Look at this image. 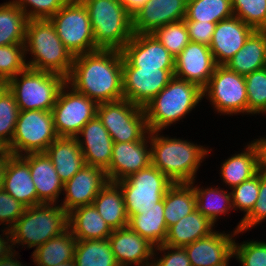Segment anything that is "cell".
Here are the masks:
<instances>
[{"label": "cell", "mask_w": 266, "mask_h": 266, "mask_svg": "<svg viewBox=\"0 0 266 266\" xmlns=\"http://www.w3.org/2000/svg\"><path fill=\"white\" fill-rule=\"evenodd\" d=\"M123 55L119 50L98 49L74 56L66 83L97 104L123 99Z\"/></svg>", "instance_id": "1"}, {"label": "cell", "mask_w": 266, "mask_h": 266, "mask_svg": "<svg viewBox=\"0 0 266 266\" xmlns=\"http://www.w3.org/2000/svg\"><path fill=\"white\" fill-rule=\"evenodd\" d=\"M203 99V89L197 84L174 76L144 107L148 130L164 131L180 120L183 122Z\"/></svg>", "instance_id": "4"}, {"label": "cell", "mask_w": 266, "mask_h": 266, "mask_svg": "<svg viewBox=\"0 0 266 266\" xmlns=\"http://www.w3.org/2000/svg\"><path fill=\"white\" fill-rule=\"evenodd\" d=\"M163 199L167 228L197 209L194 189L190 183H174Z\"/></svg>", "instance_id": "35"}, {"label": "cell", "mask_w": 266, "mask_h": 266, "mask_svg": "<svg viewBox=\"0 0 266 266\" xmlns=\"http://www.w3.org/2000/svg\"><path fill=\"white\" fill-rule=\"evenodd\" d=\"M26 14L11 1L0 4V46L24 44Z\"/></svg>", "instance_id": "36"}, {"label": "cell", "mask_w": 266, "mask_h": 266, "mask_svg": "<svg viewBox=\"0 0 266 266\" xmlns=\"http://www.w3.org/2000/svg\"><path fill=\"white\" fill-rule=\"evenodd\" d=\"M97 106L95 101L65 83L51 111L58 136L75 137L97 115Z\"/></svg>", "instance_id": "13"}, {"label": "cell", "mask_w": 266, "mask_h": 266, "mask_svg": "<svg viewBox=\"0 0 266 266\" xmlns=\"http://www.w3.org/2000/svg\"><path fill=\"white\" fill-rule=\"evenodd\" d=\"M5 160L6 159H0V189L2 188V183H3V173H4V167H5Z\"/></svg>", "instance_id": "55"}, {"label": "cell", "mask_w": 266, "mask_h": 266, "mask_svg": "<svg viewBox=\"0 0 266 266\" xmlns=\"http://www.w3.org/2000/svg\"><path fill=\"white\" fill-rule=\"evenodd\" d=\"M68 228L76 240L108 239L113 231L93 204L80 206L70 211Z\"/></svg>", "instance_id": "28"}, {"label": "cell", "mask_w": 266, "mask_h": 266, "mask_svg": "<svg viewBox=\"0 0 266 266\" xmlns=\"http://www.w3.org/2000/svg\"><path fill=\"white\" fill-rule=\"evenodd\" d=\"M65 184L84 165V156L75 137H58L45 151Z\"/></svg>", "instance_id": "27"}, {"label": "cell", "mask_w": 266, "mask_h": 266, "mask_svg": "<svg viewBox=\"0 0 266 266\" xmlns=\"http://www.w3.org/2000/svg\"><path fill=\"white\" fill-rule=\"evenodd\" d=\"M231 258H233V259H235V256L234 255H232L225 263H223V264H221V265H219V266H230L229 265V263H230V261H231ZM230 260V261H229Z\"/></svg>", "instance_id": "59"}, {"label": "cell", "mask_w": 266, "mask_h": 266, "mask_svg": "<svg viewBox=\"0 0 266 266\" xmlns=\"http://www.w3.org/2000/svg\"><path fill=\"white\" fill-rule=\"evenodd\" d=\"M235 230L226 232L214 230L184 246L192 266H219L233 255Z\"/></svg>", "instance_id": "23"}, {"label": "cell", "mask_w": 266, "mask_h": 266, "mask_svg": "<svg viewBox=\"0 0 266 266\" xmlns=\"http://www.w3.org/2000/svg\"><path fill=\"white\" fill-rule=\"evenodd\" d=\"M77 240L68 228L57 237L48 240L31 252V260L35 266H56L74 260Z\"/></svg>", "instance_id": "34"}, {"label": "cell", "mask_w": 266, "mask_h": 266, "mask_svg": "<svg viewBox=\"0 0 266 266\" xmlns=\"http://www.w3.org/2000/svg\"><path fill=\"white\" fill-rule=\"evenodd\" d=\"M260 172L231 189L234 211L240 210L245 218L254 208L259 195Z\"/></svg>", "instance_id": "45"}, {"label": "cell", "mask_w": 266, "mask_h": 266, "mask_svg": "<svg viewBox=\"0 0 266 266\" xmlns=\"http://www.w3.org/2000/svg\"><path fill=\"white\" fill-rule=\"evenodd\" d=\"M27 68L24 44L0 46V79L8 81Z\"/></svg>", "instance_id": "43"}, {"label": "cell", "mask_w": 266, "mask_h": 266, "mask_svg": "<svg viewBox=\"0 0 266 266\" xmlns=\"http://www.w3.org/2000/svg\"><path fill=\"white\" fill-rule=\"evenodd\" d=\"M119 266H151L155 246L129 226L116 229L108 237Z\"/></svg>", "instance_id": "21"}, {"label": "cell", "mask_w": 266, "mask_h": 266, "mask_svg": "<svg viewBox=\"0 0 266 266\" xmlns=\"http://www.w3.org/2000/svg\"><path fill=\"white\" fill-rule=\"evenodd\" d=\"M58 137L51 111H20L12 141L6 151L15 156L45 153Z\"/></svg>", "instance_id": "9"}, {"label": "cell", "mask_w": 266, "mask_h": 266, "mask_svg": "<svg viewBox=\"0 0 266 266\" xmlns=\"http://www.w3.org/2000/svg\"><path fill=\"white\" fill-rule=\"evenodd\" d=\"M233 15L231 0H187L184 20L218 23Z\"/></svg>", "instance_id": "38"}, {"label": "cell", "mask_w": 266, "mask_h": 266, "mask_svg": "<svg viewBox=\"0 0 266 266\" xmlns=\"http://www.w3.org/2000/svg\"><path fill=\"white\" fill-rule=\"evenodd\" d=\"M196 179L190 184L193 186L196 207L205 217H207L214 225L219 221V217L230 214L233 209L231 191L221 188L219 185L201 187Z\"/></svg>", "instance_id": "32"}, {"label": "cell", "mask_w": 266, "mask_h": 266, "mask_svg": "<svg viewBox=\"0 0 266 266\" xmlns=\"http://www.w3.org/2000/svg\"><path fill=\"white\" fill-rule=\"evenodd\" d=\"M176 58L190 42L185 20L169 23L152 33Z\"/></svg>", "instance_id": "40"}, {"label": "cell", "mask_w": 266, "mask_h": 266, "mask_svg": "<svg viewBox=\"0 0 266 266\" xmlns=\"http://www.w3.org/2000/svg\"><path fill=\"white\" fill-rule=\"evenodd\" d=\"M248 115L266 112V67L245 75Z\"/></svg>", "instance_id": "39"}, {"label": "cell", "mask_w": 266, "mask_h": 266, "mask_svg": "<svg viewBox=\"0 0 266 266\" xmlns=\"http://www.w3.org/2000/svg\"><path fill=\"white\" fill-rule=\"evenodd\" d=\"M97 116L113 142L140 141L149 133L144 108L124 98L98 104Z\"/></svg>", "instance_id": "12"}, {"label": "cell", "mask_w": 266, "mask_h": 266, "mask_svg": "<svg viewBox=\"0 0 266 266\" xmlns=\"http://www.w3.org/2000/svg\"><path fill=\"white\" fill-rule=\"evenodd\" d=\"M25 208L3 188L0 189V226L2 229L10 230L24 213Z\"/></svg>", "instance_id": "49"}, {"label": "cell", "mask_w": 266, "mask_h": 266, "mask_svg": "<svg viewBox=\"0 0 266 266\" xmlns=\"http://www.w3.org/2000/svg\"><path fill=\"white\" fill-rule=\"evenodd\" d=\"M19 254L18 251H14L8 257L0 260V266H27V264L18 260L21 256Z\"/></svg>", "instance_id": "54"}, {"label": "cell", "mask_w": 266, "mask_h": 266, "mask_svg": "<svg viewBox=\"0 0 266 266\" xmlns=\"http://www.w3.org/2000/svg\"><path fill=\"white\" fill-rule=\"evenodd\" d=\"M151 164L149 131L140 141L113 143L112 157L106 175L109 181L118 182Z\"/></svg>", "instance_id": "16"}, {"label": "cell", "mask_w": 266, "mask_h": 266, "mask_svg": "<svg viewBox=\"0 0 266 266\" xmlns=\"http://www.w3.org/2000/svg\"><path fill=\"white\" fill-rule=\"evenodd\" d=\"M151 266H192V265L184 247H172L166 244H162L160 246L155 247L154 257Z\"/></svg>", "instance_id": "48"}, {"label": "cell", "mask_w": 266, "mask_h": 266, "mask_svg": "<svg viewBox=\"0 0 266 266\" xmlns=\"http://www.w3.org/2000/svg\"><path fill=\"white\" fill-rule=\"evenodd\" d=\"M19 112L14 95L7 89L0 97V143L6 149L12 141Z\"/></svg>", "instance_id": "41"}, {"label": "cell", "mask_w": 266, "mask_h": 266, "mask_svg": "<svg viewBox=\"0 0 266 266\" xmlns=\"http://www.w3.org/2000/svg\"><path fill=\"white\" fill-rule=\"evenodd\" d=\"M234 16L255 30H266V0H231Z\"/></svg>", "instance_id": "42"}, {"label": "cell", "mask_w": 266, "mask_h": 266, "mask_svg": "<svg viewBox=\"0 0 266 266\" xmlns=\"http://www.w3.org/2000/svg\"><path fill=\"white\" fill-rule=\"evenodd\" d=\"M175 69L122 68L123 96L144 108L174 77Z\"/></svg>", "instance_id": "14"}, {"label": "cell", "mask_w": 266, "mask_h": 266, "mask_svg": "<svg viewBox=\"0 0 266 266\" xmlns=\"http://www.w3.org/2000/svg\"><path fill=\"white\" fill-rule=\"evenodd\" d=\"M84 156L85 165L107 171L110 165L113 139L96 115L75 136Z\"/></svg>", "instance_id": "20"}, {"label": "cell", "mask_w": 266, "mask_h": 266, "mask_svg": "<svg viewBox=\"0 0 266 266\" xmlns=\"http://www.w3.org/2000/svg\"><path fill=\"white\" fill-rule=\"evenodd\" d=\"M243 232H236L233 244V255L241 266H266V241L246 240L241 243L236 237Z\"/></svg>", "instance_id": "44"}, {"label": "cell", "mask_w": 266, "mask_h": 266, "mask_svg": "<svg viewBox=\"0 0 266 266\" xmlns=\"http://www.w3.org/2000/svg\"><path fill=\"white\" fill-rule=\"evenodd\" d=\"M225 66L244 76L265 68L266 30H255Z\"/></svg>", "instance_id": "29"}, {"label": "cell", "mask_w": 266, "mask_h": 266, "mask_svg": "<svg viewBox=\"0 0 266 266\" xmlns=\"http://www.w3.org/2000/svg\"><path fill=\"white\" fill-rule=\"evenodd\" d=\"M21 157L29 164L32 181L37 192V204H59L64 184L47 154L29 153Z\"/></svg>", "instance_id": "24"}, {"label": "cell", "mask_w": 266, "mask_h": 266, "mask_svg": "<svg viewBox=\"0 0 266 266\" xmlns=\"http://www.w3.org/2000/svg\"><path fill=\"white\" fill-rule=\"evenodd\" d=\"M116 183L122 190L129 217L137 210L160 208V201L174 184L152 164Z\"/></svg>", "instance_id": "10"}, {"label": "cell", "mask_w": 266, "mask_h": 266, "mask_svg": "<svg viewBox=\"0 0 266 266\" xmlns=\"http://www.w3.org/2000/svg\"><path fill=\"white\" fill-rule=\"evenodd\" d=\"M266 220V175L260 173V188L257 201L252 211L245 217L241 218L235 227V231L247 233L251 229L265 222Z\"/></svg>", "instance_id": "47"}, {"label": "cell", "mask_w": 266, "mask_h": 266, "mask_svg": "<svg viewBox=\"0 0 266 266\" xmlns=\"http://www.w3.org/2000/svg\"><path fill=\"white\" fill-rule=\"evenodd\" d=\"M217 23L185 20L190 42L210 45Z\"/></svg>", "instance_id": "50"}, {"label": "cell", "mask_w": 266, "mask_h": 266, "mask_svg": "<svg viewBox=\"0 0 266 266\" xmlns=\"http://www.w3.org/2000/svg\"><path fill=\"white\" fill-rule=\"evenodd\" d=\"M9 153L6 151V148L0 143V159H6Z\"/></svg>", "instance_id": "57"}, {"label": "cell", "mask_w": 266, "mask_h": 266, "mask_svg": "<svg viewBox=\"0 0 266 266\" xmlns=\"http://www.w3.org/2000/svg\"><path fill=\"white\" fill-rule=\"evenodd\" d=\"M7 89H8L7 81L0 79V97Z\"/></svg>", "instance_id": "56"}, {"label": "cell", "mask_w": 266, "mask_h": 266, "mask_svg": "<svg viewBox=\"0 0 266 266\" xmlns=\"http://www.w3.org/2000/svg\"><path fill=\"white\" fill-rule=\"evenodd\" d=\"M120 2L131 16L140 10L148 0H117Z\"/></svg>", "instance_id": "53"}, {"label": "cell", "mask_w": 266, "mask_h": 266, "mask_svg": "<svg viewBox=\"0 0 266 266\" xmlns=\"http://www.w3.org/2000/svg\"><path fill=\"white\" fill-rule=\"evenodd\" d=\"M24 46L25 55H31L29 60L26 57L28 68L69 76L74 56L58 37L50 19L28 20Z\"/></svg>", "instance_id": "3"}, {"label": "cell", "mask_w": 266, "mask_h": 266, "mask_svg": "<svg viewBox=\"0 0 266 266\" xmlns=\"http://www.w3.org/2000/svg\"><path fill=\"white\" fill-rule=\"evenodd\" d=\"M74 261L76 266H119L108 239L77 240Z\"/></svg>", "instance_id": "37"}, {"label": "cell", "mask_w": 266, "mask_h": 266, "mask_svg": "<svg viewBox=\"0 0 266 266\" xmlns=\"http://www.w3.org/2000/svg\"><path fill=\"white\" fill-rule=\"evenodd\" d=\"M121 52L123 68L175 69V58L153 34H133Z\"/></svg>", "instance_id": "15"}, {"label": "cell", "mask_w": 266, "mask_h": 266, "mask_svg": "<svg viewBox=\"0 0 266 266\" xmlns=\"http://www.w3.org/2000/svg\"><path fill=\"white\" fill-rule=\"evenodd\" d=\"M93 205L112 230L128 226L124 196L116 182L108 181L93 201Z\"/></svg>", "instance_id": "31"}, {"label": "cell", "mask_w": 266, "mask_h": 266, "mask_svg": "<svg viewBox=\"0 0 266 266\" xmlns=\"http://www.w3.org/2000/svg\"><path fill=\"white\" fill-rule=\"evenodd\" d=\"M187 0H148L132 16L134 34H152L169 23L185 19Z\"/></svg>", "instance_id": "19"}, {"label": "cell", "mask_w": 266, "mask_h": 266, "mask_svg": "<svg viewBox=\"0 0 266 266\" xmlns=\"http://www.w3.org/2000/svg\"><path fill=\"white\" fill-rule=\"evenodd\" d=\"M68 229V213L59 204L40 203L27 207L9 230L15 247L38 248Z\"/></svg>", "instance_id": "5"}, {"label": "cell", "mask_w": 266, "mask_h": 266, "mask_svg": "<svg viewBox=\"0 0 266 266\" xmlns=\"http://www.w3.org/2000/svg\"><path fill=\"white\" fill-rule=\"evenodd\" d=\"M128 226L155 247L164 244L168 231L164 219V199L160 201V208L137 210L129 217Z\"/></svg>", "instance_id": "33"}, {"label": "cell", "mask_w": 266, "mask_h": 266, "mask_svg": "<svg viewBox=\"0 0 266 266\" xmlns=\"http://www.w3.org/2000/svg\"><path fill=\"white\" fill-rule=\"evenodd\" d=\"M216 226L197 209L170 226L164 244L172 247H184L208 236Z\"/></svg>", "instance_id": "30"}, {"label": "cell", "mask_w": 266, "mask_h": 266, "mask_svg": "<svg viewBox=\"0 0 266 266\" xmlns=\"http://www.w3.org/2000/svg\"><path fill=\"white\" fill-rule=\"evenodd\" d=\"M108 181L105 171L97 167L84 165L64 184L63 196L65 197H61L59 205L67 213L77 207L91 205Z\"/></svg>", "instance_id": "17"}, {"label": "cell", "mask_w": 266, "mask_h": 266, "mask_svg": "<svg viewBox=\"0 0 266 266\" xmlns=\"http://www.w3.org/2000/svg\"><path fill=\"white\" fill-rule=\"evenodd\" d=\"M56 266H76V263L74 260H71V261L66 262V263L57 264Z\"/></svg>", "instance_id": "58"}, {"label": "cell", "mask_w": 266, "mask_h": 266, "mask_svg": "<svg viewBox=\"0 0 266 266\" xmlns=\"http://www.w3.org/2000/svg\"><path fill=\"white\" fill-rule=\"evenodd\" d=\"M258 152L259 172L266 175V135L252 140Z\"/></svg>", "instance_id": "52"}, {"label": "cell", "mask_w": 266, "mask_h": 266, "mask_svg": "<svg viewBox=\"0 0 266 266\" xmlns=\"http://www.w3.org/2000/svg\"><path fill=\"white\" fill-rule=\"evenodd\" d=\"M2 188L26 208L37 205L29 164L21 156L9 154L6 157Z\"/></svg>", "instance_id": "25"}, {"label": "cell", "mask_w": 266, "mask_h": 266, "mask_svg": "<svg viewBox=\"0 0 266 266\" xmlns=\"http://www.w3.org/2000/svg\"><path fill=\"white\" fill-rule=\"evenodd\" d=\"M215 67L216 63L208 45L189 42L175 58L174 76L204 89Z\"/></svg>", "instance_id": "18"}, {"label": "cell", "mask_w": 266, "mask_h": 266, "mask_svg": "<svg viewBox=\"0 0 266 266\" xmlns=\"http://www.w3.org/2000/svg\"><path fill=\"white\" fill-rule=\"evenodd\" d=\"M246 144V146H243L244 150L231 154L221 163L220 179L225 184L223 186L229 187L228 190L252 178L259 172L257 148L252 140Z\"/></svg>", "instance_id": "26"}, {"label": "cell", "mask_w": 266, "mask_h": 266, "mask_svg": "<svg viewBox=\"0 0 266 266\" xmlns=\"http://www.w3.org/2000/svg\"><path fill=\"white\" fill-rule=\"evenodd\" d=\"M87 8L98 49L121 51L133 37L132 16L117 0H80Z\"/></svg>", "instance_id": "6"}, {"label": "cell", "mask_w": 266, "mask_h": 266, "mask_svg": "<svg viewBox=\"0 0 266 266\" xmlns=\"http://www.w3.org/2000/svg\"><path fill=\"white\" fill-rule=\"evenodd\" d=\"M254 31V28L234 15L219 21L209 45L216 65H225Z\"/></svg>", "instance_id": "22"}, {"label": "cell", "mask_w": 266, "mask_h": 266, "mask_svg": "<svg viewBox=\"0 0 266 266\" xmlns=\"http://www.w3.org/2000/svg\"><path fill=\"white\" fill-rule=\"evenodd\" d=\"M32 19H50L69 0H9Z\"/></svg>", "instance_id": "46"}, {"label": "cell", "mask_w": 266, "mask_h": 266, "mask_svg": "<svg viewBox=\"0 0 266 266\" xmlns=\"http://www.w3.org/2000/svg\"><path fill=\"white\" fill-rule=\"evenodd\" d=\"M0 260L14 252L12 237L9 230L0 228Z\"/></svg>", "instance_id": "51"}, {"label": "cell", "mask_w": 266, "mask_h": 266, "mask_svg": "<svg viewBox=\"0 0 266 266\" xmlns=\"http://www.w3.org/2000/svg\"><path fill=\"white\" fill-rule=\"evenodd\" d=\"M203 98L220 116L248 115L245 76L225 65H216L209 83L203 89Z\"/></svg>", "instance_id": "8"}, {"label": "cell", "mask_w": 266, "mask_h": 266, "mask_svg": "<svg viewBox=\"0 0 266 266\" xmlns=\"http://www.w3.org/2000/svg\"><path fill=\"white\" fill-rule=\"evenodd\" d=\"M50 21L73 56L98 50L87 8L80 0H69Z\"/></svg>", "instance_id": "11"}, {"label": "cell", "mask_w": 266, "mask_h": 266, "mask_svg": "<svg viewBox=\"0 0 266 266\" xmlns=\"http://www.w3.org/2000/svg\"><path fill=\"white\" fill-rule=\"evenodd\" d=\"M150 146L152 165L173 183L197 180L201 163L212 153V149L205 145L189 141L188 138H173L162 131H150Z\"/></svg>", "instance_id": "2"}, {"label": "cell", "mask_w": 266, "mask_h": 266, "mask_svg": "<svg viewBox=\"0 0 266 266\" xmlns=\"http://www.w3.org/2000/svg\"><path fill=\"white\" fill-rule=\"evenodd\" d=\"M7 83L20 111H52L66 78L57 73L27 68Z\"/></svg>", "instance_id": "7"}]
</instances>
